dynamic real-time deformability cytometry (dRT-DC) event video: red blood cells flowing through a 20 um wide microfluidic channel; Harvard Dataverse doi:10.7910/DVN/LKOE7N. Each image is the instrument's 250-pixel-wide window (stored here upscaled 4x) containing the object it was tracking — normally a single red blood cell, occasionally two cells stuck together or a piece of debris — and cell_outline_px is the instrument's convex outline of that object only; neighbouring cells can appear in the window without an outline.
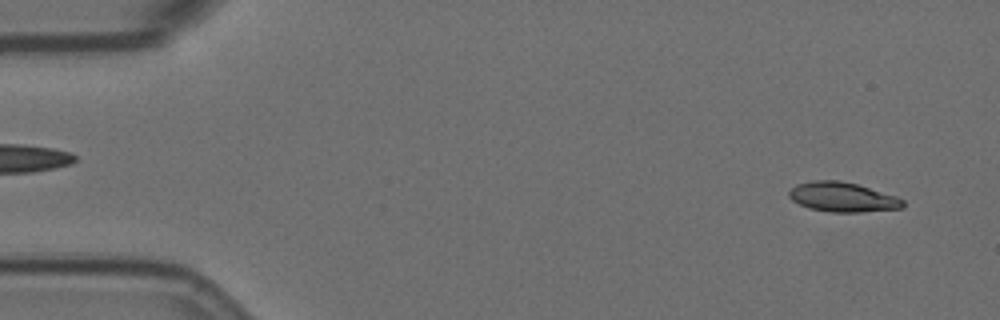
{"species": "Egyptian fruit bat (a non-hibernating species)", "species_latin": "Rousettus aegyptiacus", "temperature_condition": "room temperature", "stored_images_in_passage": 15, "camera_frame_rate_fps": 3000, "um_per_image_px": 0.085, "animal": {"sex": "female"}, "frame": {"image": 1, "passage_image": 3, "time_ms": 0.667, "image_size_px": [1000, 320], "cell_outline_px": [[904, 208], [860, 212], [828, 212], [808, 208], [792, 200], [788, 196], [788, 192], [796, 184], [812, 180], [840, 180], [856, 184], [896, 196], [904, 200]], "centroid_in_image_um": [71.6, 16.75], "position_along_channel_um": 13.4, "area_um2": 19.71}}